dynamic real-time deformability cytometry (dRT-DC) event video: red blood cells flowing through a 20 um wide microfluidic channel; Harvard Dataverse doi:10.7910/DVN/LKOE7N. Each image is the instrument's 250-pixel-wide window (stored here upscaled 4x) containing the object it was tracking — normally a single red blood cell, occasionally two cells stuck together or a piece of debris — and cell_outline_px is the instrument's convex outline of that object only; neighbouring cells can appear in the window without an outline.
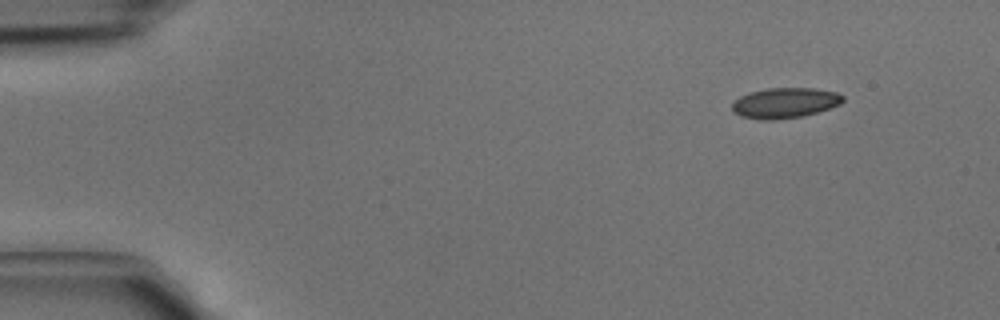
{"species": "common noctule bat (a hibernating species)", "species_latin": "Nyctalus noctula", "temperature_condition": "cold", "stored_images_in_passage": 3, "camera_frame_rate_fps": 3000, "um_per_image_px": 0.085, "animal": {"sex": "male", "body_mass_g": 15.6}, "frame": {"image": 1, "passage_image": 1, "time_ms": 0.0, "image_size_px": [1000, 320], "cell_outline_px": [[844, 100], [840, 104], [804, 116], [776, 120], [764, 120], [740, 116], [732, 112], [732, 104], [740, 96], [748, 92], [768, 88], [816, 88], [836, 92], [844, 96]], "centroid_in_image_um": [66.7, 8.75], "position_along_channel_um": 18.3, "area_um2": 19.71}}
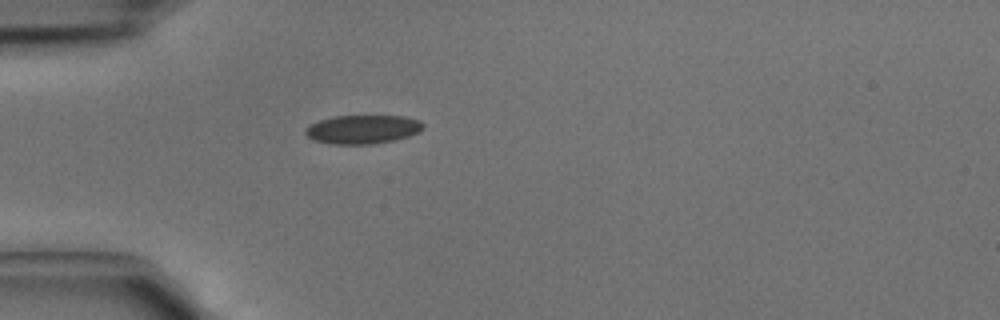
{"frame": {"image": 2, "passage_image": 3, "time_ms": 0.667, "image_size_px": [1000, 320], "cell_outline_px": [[424, 128], [420, 132], [408, 136], [392, 140], [372, 144], [332, 144], [312, 140], [304, 132], [304, 128], [320, 120], [332, 116], [404, 116], [420, 120], [424, 124]], "centroid_in_image_um": [30.83, 10.99], "position_along_channel_um": 54.2, "area_um2": 19.77}}